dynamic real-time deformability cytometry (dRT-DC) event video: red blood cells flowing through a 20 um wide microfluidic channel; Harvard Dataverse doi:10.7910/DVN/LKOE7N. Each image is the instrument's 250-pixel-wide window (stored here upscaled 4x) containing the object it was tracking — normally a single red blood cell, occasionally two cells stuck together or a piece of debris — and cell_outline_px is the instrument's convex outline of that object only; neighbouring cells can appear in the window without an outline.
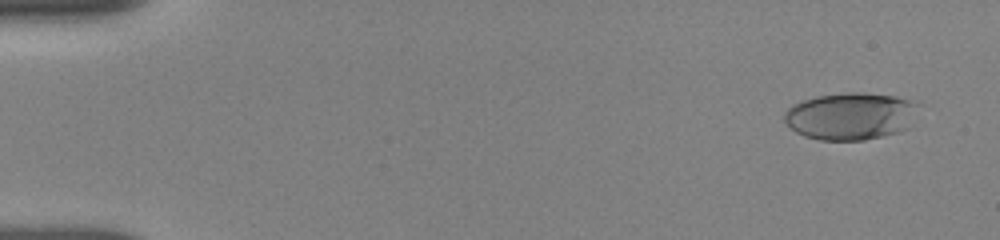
{"species": "human", "species_latin": "Homo sapiens", "temperature_condition": "room temperature", "stored_images_in_passage": 5, "camera_frame_rate_fps": 3000, "um_per_image_px": 0.085, "donor": {"sex": "female"}, "frame": {"image": 1, "passage_image": 4, "time_ms": 0.667, "image_size_px": [1000, 240], "cell_outline_px": [[920, 104], [908, 128], [900, 132], [864, 140], [820, 140], [804, 136], [796, 132], [784, 120], [784, 112], [792, 104], [816, 96], [848, 92], [860, 92], [896, 96]], "centroid_in_image_um": [72.3, 9.87], "position_along_channel_um": 12.7, "area_um2": 36.99}}